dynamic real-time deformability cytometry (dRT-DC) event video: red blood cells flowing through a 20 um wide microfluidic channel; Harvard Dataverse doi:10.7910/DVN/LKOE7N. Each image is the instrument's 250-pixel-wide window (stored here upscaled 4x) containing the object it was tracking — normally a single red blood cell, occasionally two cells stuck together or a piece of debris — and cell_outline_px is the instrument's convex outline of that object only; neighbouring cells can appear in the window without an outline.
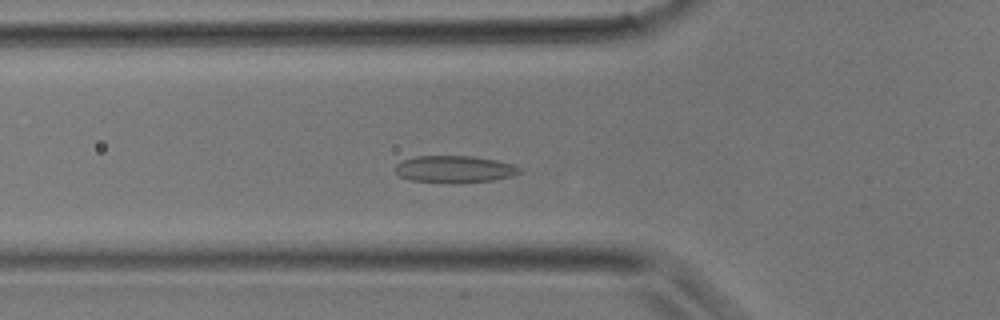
{"species": "common noctule bat (a hibernating species)", "species_latin": "Nyctalus noctula", "temperature_condition": "room temperature", "stored_images_in_passage": 34, "camera_frame_rate_fps": 3000, "um_per_image_px": 0.085, "animal": {"sex": "male", "body_mass_g": 17.9}, "frame": {"image": 1, "passage_image": 10, "time_ms": 3.0, "image_size_px": [1000, 320], "cell_outline_px": [[524, 168], [520, 172], [512, 176], [492, 180], [456, 184], [444, 184], [412, 180], [400, 176], [392, 168], [396, 164], [404, 160], [416, 156], [476, 156], [496, 160], [512, 164]], "centroid_in_image_um": [38.63, 14.39], "position_along_channel_um": 87.2, "area_um2": 20.0}}
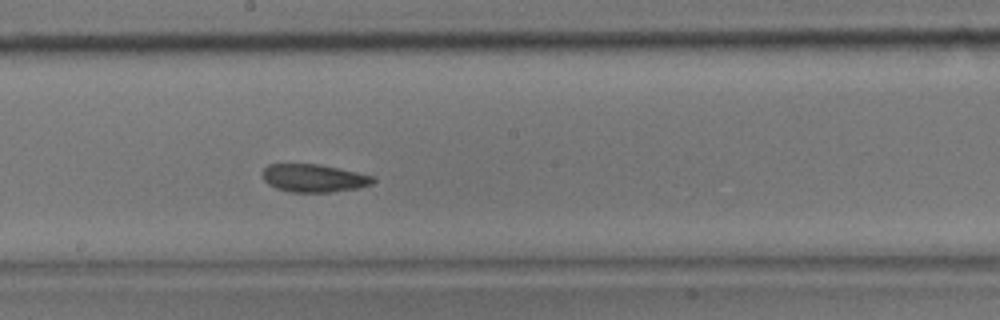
{"frame": {"image": 2, "passage_image": 17, "time_ms": 5.333, "image_size_px": [1000, 320], "cell_outline_px": [[376, 180], [372, 184], [356, 188], [332, 192], [288, 192], [276, 188], [268, 184], [264, 180], [264, 168], [268, 164], [316, 164], [356, 172], [372, 176]], "centroid_in_image_um": [26.66, 15.15], "position_along_channel_um": 221.5, "area_um2": 17.74}}
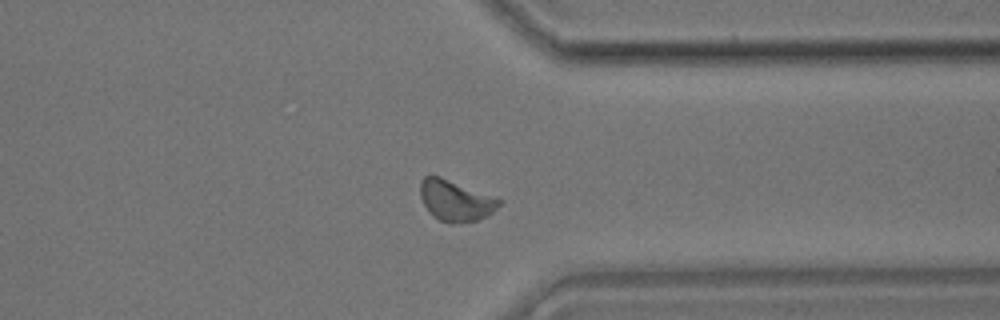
{"frame": {"image": 3, "passage_image": 25, "time_ms": 8.0, "image_size_px": [1000, 320], "cell_outline_px": [[504, 200], [488, 216], [476, 220], [460, 224], [448, 224], [432, 216], [428, 212], [420, 196], [420, 184], [424, 176], [440, 176]], "centroid_in_image_um": [38.72, 17.07], "position_along_channel_um": 372.7, "area_um2": 18.96}}